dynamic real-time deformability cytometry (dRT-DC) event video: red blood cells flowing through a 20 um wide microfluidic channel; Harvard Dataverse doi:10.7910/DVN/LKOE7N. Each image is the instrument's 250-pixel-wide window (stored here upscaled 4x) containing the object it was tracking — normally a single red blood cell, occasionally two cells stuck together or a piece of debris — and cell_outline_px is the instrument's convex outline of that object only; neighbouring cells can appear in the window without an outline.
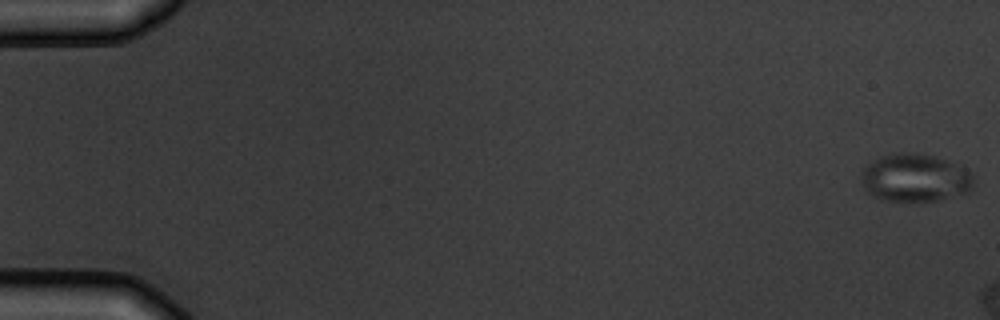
{"species": "common noctule bat (a hibernating species)", "species_latin": "Nyctalus noctula", "temperature_condition": "warm", "stored_images_in_passage": 3, "camera_frame_rate_fps": 3000, "um_per_image_px": 0.085, "animal": {"sex": "male", "body_mass_g": 19.5, "forearm_length_mm": 54.6}, "frame": {"image": 1, "passage_image": 1, "time_ms": 0.0, "image_size_px": [1000, 320], "cell_outline_px": [[976, 184], [968, 192], [940, 200], [880, 200], [868, 192], [864, 188], [860, 172], [868, 164], [880, 156], [892, 152], [904, 152], [936, 156], [956, 164], [972, 172], [976, 176]], "centroid_in_image_um": [77.82, 15.1], "position_along_channel_um": 7.2, "area_um2": 31.62}}